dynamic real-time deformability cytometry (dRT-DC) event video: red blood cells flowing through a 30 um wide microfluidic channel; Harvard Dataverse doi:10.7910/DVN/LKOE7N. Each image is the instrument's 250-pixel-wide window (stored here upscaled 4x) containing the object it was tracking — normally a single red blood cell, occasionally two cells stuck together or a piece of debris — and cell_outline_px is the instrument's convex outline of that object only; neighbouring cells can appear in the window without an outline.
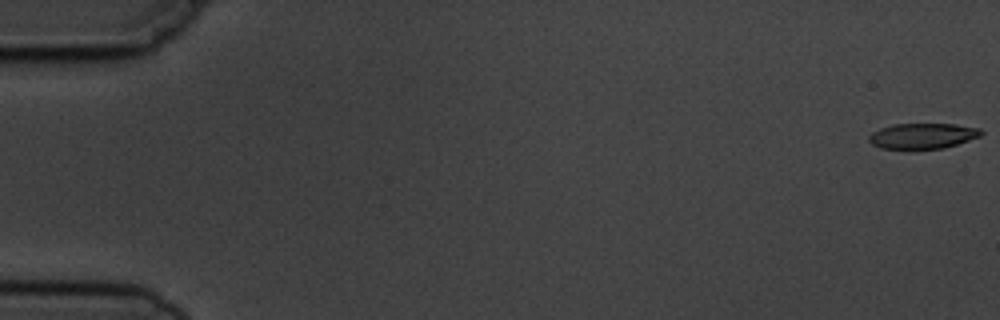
{"species": "common noctule bat (a hibernating species)", "species_latin": "Nyctalus noctula", "temperature_condition": "cold", "stored_images_in_passage": 9, "camera_frame_rate_fps": 3000, "um_per_image_px": 0.085, "animal": {"sex": "male", "body_mass_g": 19.5, "forearm_length_mm": 54.6}, "frame": {"image": 1, "passage_image": 1, "time_ms": 0.0, "image_size_px": [1000, 320], "cell_outline_px": [[984, 132], [980, 136], [944, 148], [908, 152], [880, 148], [872, 144], [868, 140], [868, 136], [872, 132], [880, 128], [892, 124], [956, 124], [980, 128]], "centroid_in_image_um": [78.36, 11.6], "position_along_channel_um": 6.6, "area_um2": 17.46}}
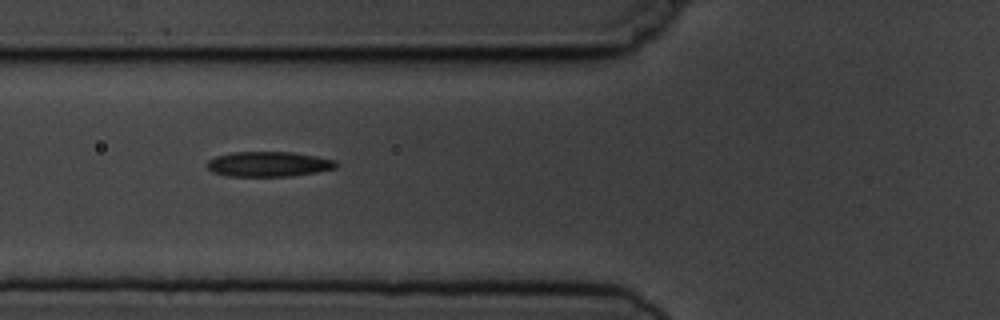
{"frame": {"image": 2, "passage_image": 7, "time_ms": 6.667, "image_size_px": [1000, 320], "cell_outline_px": [[340, 164], [336, 168], [316, 172], [292, 176], [228, 176], [212, 172], [208, 168], [208, 160], [216, 156], [232, 152], [292, 152], [316, 156], [336, 160]], "centroid_in_image_um": [22.86, 13.95], "position_along_channel_um": 102.9, "area_um2": 18.9}}
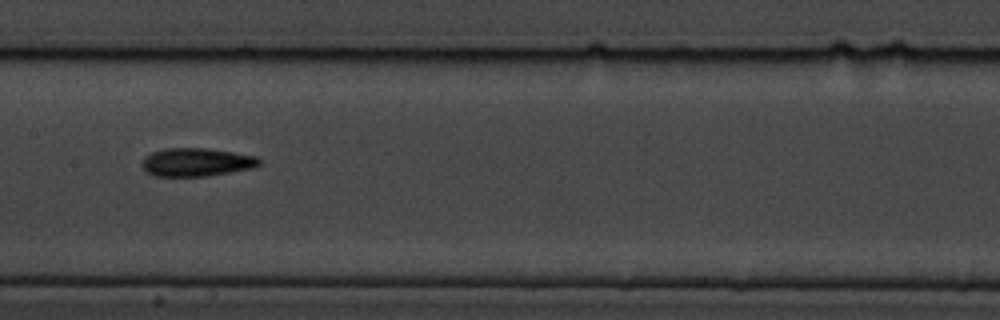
{"frame": {"image": 3, "passage_image": 9, "time_ms": 9.0, "image_size_px": [1000, 320], "cell_outline_px": [[260, 164], [252, 168], [204, 176], [156, 176], [148, 172], [140, 164], [144, 156], [152, 152], [164, 148], [208, 148], [256, 156], [260, 160]], "centroid_in_image_um": [16.66, 13.77], "position_along_channel_um": 190.7, "area_um2": 19.19}}